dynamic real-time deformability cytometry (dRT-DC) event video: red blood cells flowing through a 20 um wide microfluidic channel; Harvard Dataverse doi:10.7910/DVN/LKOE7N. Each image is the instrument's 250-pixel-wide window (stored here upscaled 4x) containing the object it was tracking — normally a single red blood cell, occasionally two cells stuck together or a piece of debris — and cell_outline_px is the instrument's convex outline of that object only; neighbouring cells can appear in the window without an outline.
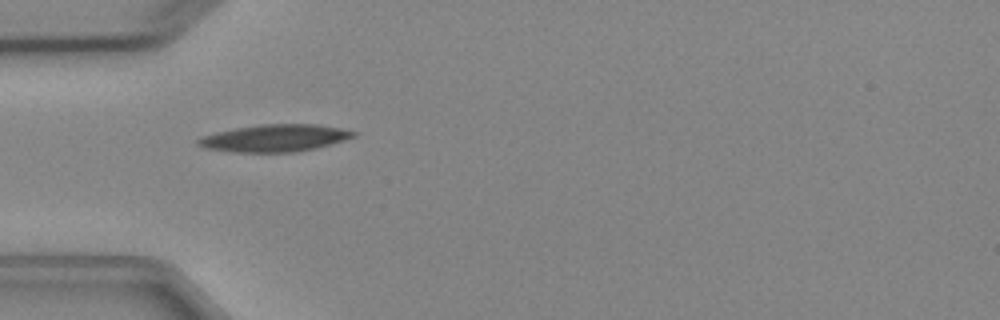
{"species": "Egyptian fruit bat (a non-hibernating species)", "species_latin": "Rousettus aegyptiacus", "temperature_condition": "cold", "stored_images_in_passage": 8, "camera_frame_rate_fps": 3000, "um_per_image_px": 0.085, "animal": {"sex": "female"}, "frame": {"image": 1, "passage_image": 7, "time_ms": 8.0, "image_size_px": [1000, 320], "cell_outline_px": [[360, 132], [356, 136], [344, 140], [316, 148], [296, 152], [232, 152], [208, 148], [196, 144], [196, 140], [200, 136], [216, 132], [236, 128], [260, 124], [316, 124], [340, 128]], "centroid_in_image_um": [23.37, 11.73], "position_along_channel_um": 61.6, "area_um2": 24.68}}